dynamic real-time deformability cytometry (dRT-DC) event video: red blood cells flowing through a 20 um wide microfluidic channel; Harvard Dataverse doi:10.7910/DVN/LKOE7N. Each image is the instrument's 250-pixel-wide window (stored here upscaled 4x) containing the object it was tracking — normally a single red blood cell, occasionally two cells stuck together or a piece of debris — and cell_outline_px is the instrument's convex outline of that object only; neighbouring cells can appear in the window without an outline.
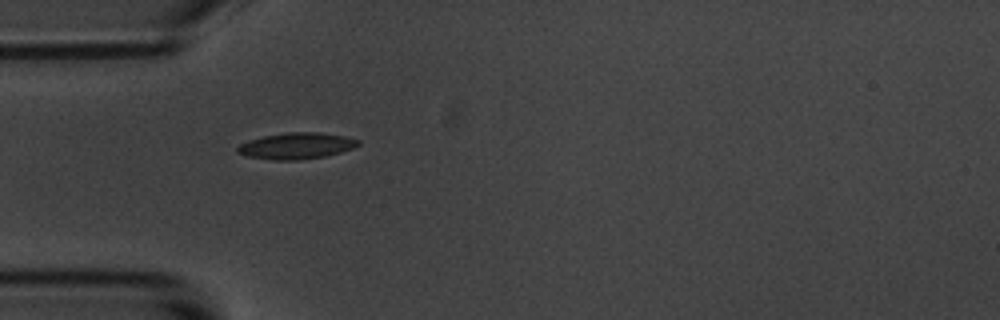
{"species": "common noctule bat (a hibernating species)", "species_latin": "Nyctalus noctula", "temperature_condition": "room temperature", "stored_images_in_passage": 3, "camera_frame_rate_fps": 3000, "um_per_image_px": 0.085, "animal": {"sex": "male", "body_mass_g": 20.1, "forearm_length_mm": 53.5}, "frame": {"image": 1, "passage_image": 2, "time_ms": 1.333, "image_size_px": [1000, 320], "cell_outline_px": [[360, 144], [352, 148], [340, 152], [324, 156], [296, 160], [272, 160], [248, 156], [236, 152], [236, 148], [240, 144], [248, 140], [264, 136], [288, 132], [320, 132], [344, 136], [360, 140]], "centroid_in_image_um": [25.18, 12.39], "position_along_channel_um": 59.8, "area_um2": 18.38}}